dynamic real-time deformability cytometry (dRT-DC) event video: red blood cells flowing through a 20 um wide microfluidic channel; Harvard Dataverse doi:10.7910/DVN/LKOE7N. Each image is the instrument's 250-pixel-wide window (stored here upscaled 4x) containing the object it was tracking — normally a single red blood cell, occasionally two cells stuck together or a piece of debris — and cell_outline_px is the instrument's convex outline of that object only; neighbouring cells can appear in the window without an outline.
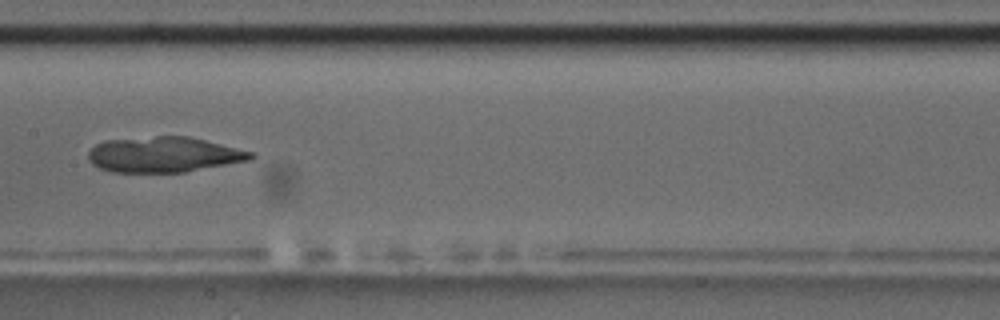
{"species": "common noctule bat (a hibernating species)", "species_latin": "Nyctalus noctula", "temperature_condition": "room temperature", "stored_images_in_passage": 9, "camera_frame_rate_fps": 3000, "um_per_image_px": 0.085, "animal": {"sex": "male", "body_mass_g": 17.5, "forearm_length_mm": 52.3}, "frame": {"image": 1, "passage_image": 6, "time_ms": 5.667, "image_size_px": [1000, 320], "cell_outline_px": [[256, 156], [248, 160], [184, 172], [112, 172], [100, 168], [92, 164], [88, 160], [88, 152], [96, 144], [104, 140], [156, 136], [188, 136], [252, 152]], "centroid_in_image_um": [13.87, 13.14], "position_along_channel_um": 193.5, "area_um2": 33.29}}